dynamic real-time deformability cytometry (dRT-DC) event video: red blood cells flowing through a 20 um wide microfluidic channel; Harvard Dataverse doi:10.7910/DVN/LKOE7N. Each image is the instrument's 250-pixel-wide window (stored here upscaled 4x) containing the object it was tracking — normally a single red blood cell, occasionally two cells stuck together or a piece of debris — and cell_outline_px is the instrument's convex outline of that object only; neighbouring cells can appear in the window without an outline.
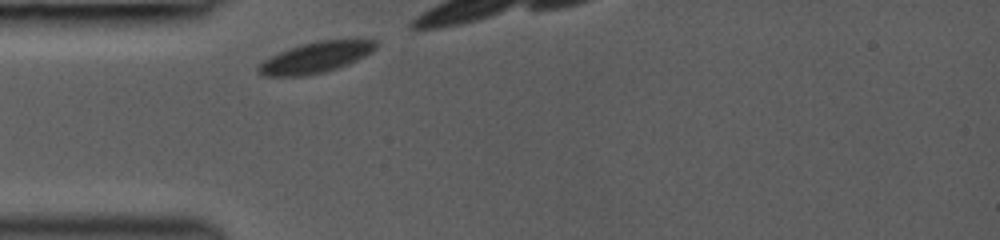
{"species": "common noctule bat (a hibernating species)", "species_latin": "Nyctalus noctula", "temperature_condition": "room temperature", "stored_images_in_passage": 5, "camera_frame_rate_fps": 3000, "um_per_image_px": 0.085, "animal": {"sex": "female", "body_mass_g": 19.0, "forearm_length_mm": 53.3}, "frame": {"image": 1, "passage_image": 1, "time_ms": 0.0, "image_size_px": [1000, 240], "cell_outline_px": [[376, 48], [372, 52], [348, 64], [324, 72], [304, 76], [264, 76], [256, 68], [264, 60], [288, 48], [316, 40], [376, 40]], "centroid_in_image_um": [26.83, 4.88], "position_along_channel_um": 58.2, "area_um2": 20.81}}